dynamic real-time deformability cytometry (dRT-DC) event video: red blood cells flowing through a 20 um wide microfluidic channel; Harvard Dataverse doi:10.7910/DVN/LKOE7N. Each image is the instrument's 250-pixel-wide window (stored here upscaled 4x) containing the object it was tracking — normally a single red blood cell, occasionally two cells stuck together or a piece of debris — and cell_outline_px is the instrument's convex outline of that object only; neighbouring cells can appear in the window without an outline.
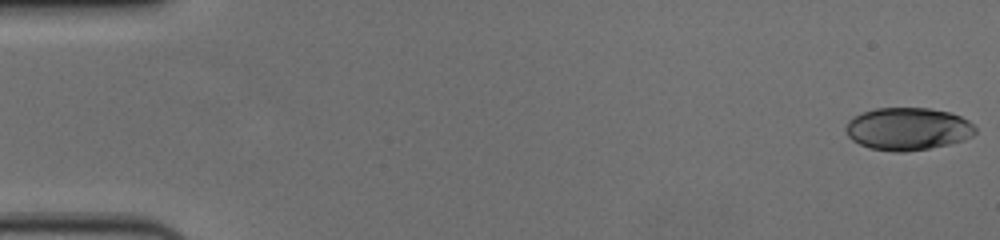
{"species": "human", "species_latin": "Homo sapiens", "temperature_condition": "cold", "stored_images_in_passage": 57, "camera_frame_rate_fps": 3000, "um_per_image_px": 0.085, "donor": {"sex": "female"}, "frame": {"image": 1, "passage_image": 1, "time_ms": 0.0, "image_size_px": [1000, 240], "cell_outline_px": [[976, 132], [972, 136], [964, 140], [948, 144], [928, 148], [904, 152], [892, 152], [868, 148], [852, 140], [848, 136], [844, 128], [848, 120], [852, 116], [876, 108], [928, 108], [952, 112], [968, 120], [976, 128]], "centroid_in_image_um": [77.15, 10.95], "position_along_channel_um": 7.9, "area_um2": 32.37}}
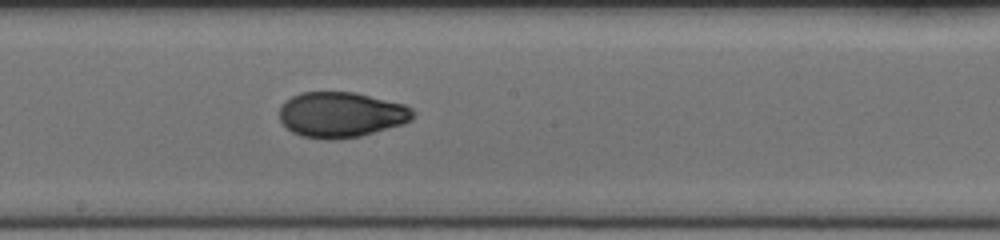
{"frame": {"image": 2, "passage_image": 32, "time_ms": 10.333, "image_size_px": [1000, 240], "cell_outline_px": [[416, 112], [412, 120], [404, 124], [360, 136], [332, 140], [324, 140], [300, 136], [292, 132], [280, 120], [280, 108], [284, 100], [300, 92], [356, 92], [404, 104], [412, 108]], "centroid_in_image_um": [29.01, 9.75], "position_along_channel_um": 219.2, "area_um2": 35.72}}
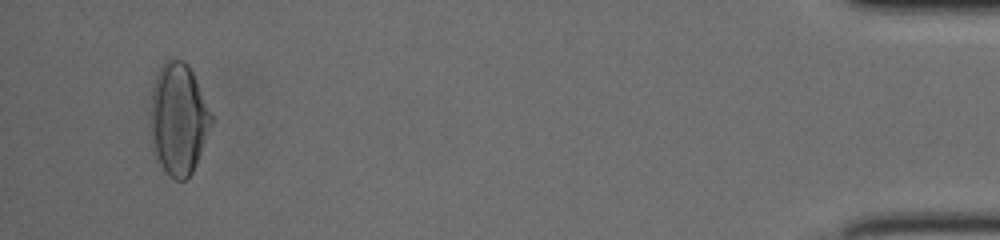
{"frame": {"image": 3, "passage_image": 55, "time_ms": 18.0, "image_size_px": [1000, 240], "cell_outline_px": [[212, 124], [196, 164], [192, 172], [184, 180], [176, 180], [168, 176], [156, 152], [152, 140], [152, 96], [156, 76], [164, 60], [168, 56], [172, 56], [184, 60], [188, 64], [192, 72], [212, 116]], "centroid_in_image_um": [15.19, 10.06], "position_along_channel_um": 420.0, "area_um2": 38.73}, "authors_computed_cell_mechanics": {"area_um2": 35.2002, "velocity_mm_per_s": 3.6379, "shape_relaxation_time_tau1_ms": 4.9004, "shape_relaxation_time_tau2_ms": 1.4916, "deformation_change_tau1": 0.1843, "deformation_change_tau2": 0.0532}}